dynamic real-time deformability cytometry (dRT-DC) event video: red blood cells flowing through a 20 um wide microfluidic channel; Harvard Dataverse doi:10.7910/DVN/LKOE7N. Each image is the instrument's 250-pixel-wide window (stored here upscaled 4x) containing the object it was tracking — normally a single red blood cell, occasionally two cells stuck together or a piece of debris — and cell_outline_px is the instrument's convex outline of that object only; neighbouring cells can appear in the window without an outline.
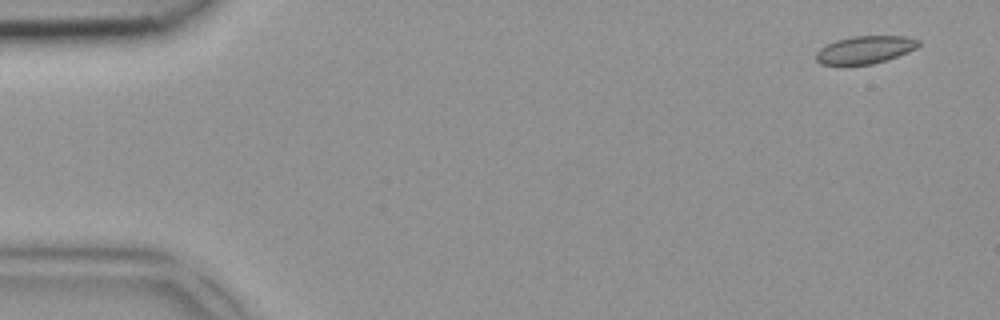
{"species": "common noctule bat (a hibernating species)", "species_latin": "Nyctalus noctula", "temperature_condition": "room temperature", "stored_images_in_passage": 4, "camera_frame_rate_fps": 3000, "um_per_image_px": 0.085, "animal": {"sex": "female", "body_mass_g": 18.4}, "frame": {"image": 1, "passage_image": 1, "time_ms": 0.0, "image_size_px": [1000, 320], "cell_outline_px": [[920, 44], [916, 48], [896, 56], [872, 64], [820, 64], [816, 60], [816, 52], [820, 48], [836, 40], [852, 36], [904, 36], [920, 40]], "centroid_in_image_um": [73.51, 4.21], "position_along_channel_um": 11.5, "area_um2": 16.24}}
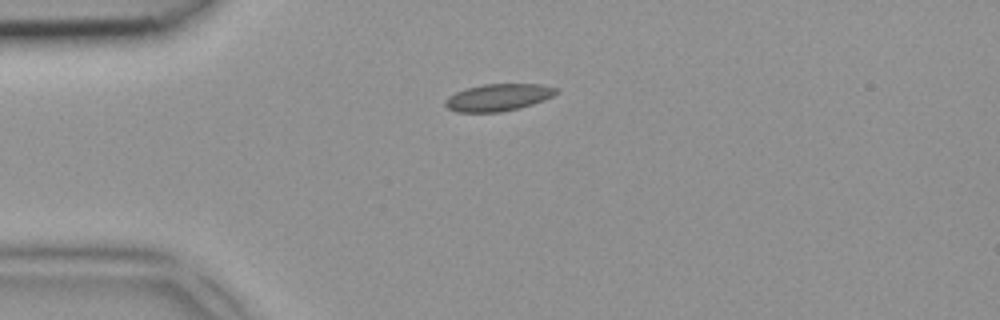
{"frame": {"image": 2, "passage_image": 3, "time_ms": 0.667, "image_size_px": [1000, 320], "cell_outline_px": [[556, 92], [552, 96], [544, 100], [520, 108], [500, 112], [456, 112], [448, 108], [444, 104], [444, 100], [448, 96], [456, 92], [468, 88], [484, 84], [540, 84], [556, 88]], "centroid_in_image_um": [42.31, 8.29], "position_along_channel_um": 42.7, "area_um2": 17.4}}
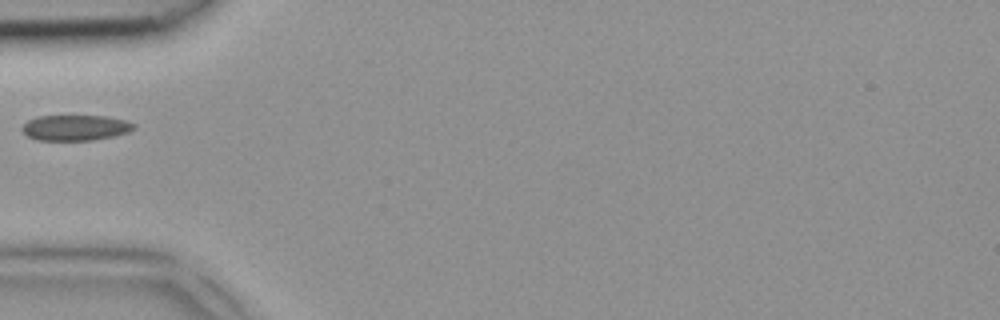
{"frame": {"image": 3, "passage_image": 4, "time_ms": 1.0, "image_size_px": [1000, 320], "cell_outline_px": [[136, 124], [128, 132], [112, 136], [92, 140], [36, 140], [28, 136], [20, 128], [28, 120], [36, 116], [104, 116], [124, 120]], "centroid_in_image_um": [6.36, 10.85], "position_along_channel_um": 78.6, "area_um2": 16.47}}